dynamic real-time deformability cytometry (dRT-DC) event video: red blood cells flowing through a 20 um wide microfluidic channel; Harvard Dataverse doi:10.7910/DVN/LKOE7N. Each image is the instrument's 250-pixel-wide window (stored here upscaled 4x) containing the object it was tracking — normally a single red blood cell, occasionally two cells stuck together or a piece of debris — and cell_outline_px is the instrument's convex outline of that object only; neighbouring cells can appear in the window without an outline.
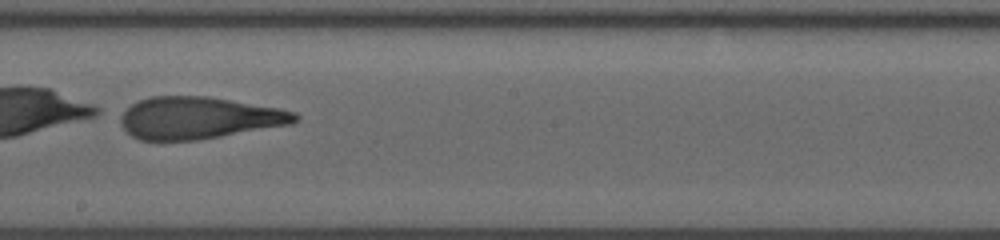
{"species": "human", "species_latin": "Homo sapiens", "temperature_condition": "room temperature", "stored_images_in_passage": 51, "camera_frame_rate_fps": 3000, "um_per_image_px": 0.085, "donor": {"sex": "male"}, "frame": {"image": 1, "passage_image": 29, "time_ms": 9.333, "image_size_px": [1000, 240], "cell_outline_px": [[300, 116], [292, 124], [196, 140], [140, 140], [132, 136], [120, 124], [120, 116], [132, 104], [140, 100], [152, 96], [208, 96], [280, 108], [296, 112]], "centroid_in_image_um": [16.91, 10.01], "position_along_channel_um": 231.3, "area_um2": 42.54}}
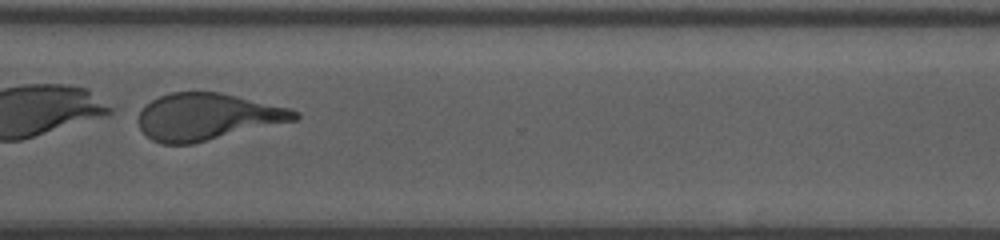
{"frame": {"image": 2, "passage_image": 39, "time_ms": 12.667, "image_size_px": [1000, 240], "cell_outline_px": [[300, 116], [296, 120], [192, 144], [164, 144], [152, 140], [140, 128], [136, 120], [144, 104], [160, 96], [172, 92], [220, 92], [292, 108], [300, 112]], "centroid_in_image_um": [17.62, 9.92], "position_along_channel_um": 353.0, "area_um2": 42.77}}